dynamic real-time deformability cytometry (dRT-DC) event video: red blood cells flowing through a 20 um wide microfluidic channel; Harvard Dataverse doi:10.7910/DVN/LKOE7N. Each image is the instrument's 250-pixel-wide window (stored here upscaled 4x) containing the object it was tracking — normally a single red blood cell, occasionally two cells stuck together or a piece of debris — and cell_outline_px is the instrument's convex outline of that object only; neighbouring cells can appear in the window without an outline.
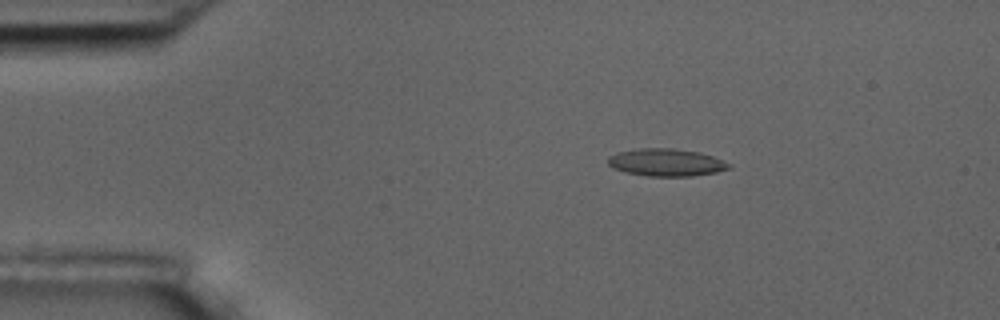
{"species": "common noctule bat (a hibernating species)", "species_latin": "Nyctalus noctula", "temperature_condition": "room temperature", "stored_images_in_passage": 7, "camera_frame_rate_fps": 3000, "um_per_image_px": 0.085, "animal": {"sex": "male", "body_mass_g": 17.5, "forearm_length_mm": 52.3}, "frame": {"image": 1, "passage_image": 2, "time_ms": 1.0, "image_size_px": [1000, 320], "cell_outline_px": [[732, 168], [716, 172], [692, 176], [648, 176], [624, 172], [612, 168], [608, 164], [608, 156], [616, 152], [640, 148], [672, 148], [700, 152], [712, 156], [732, 164]], "centroid_in_image_um": [56.62, 13.8], "position_along_channel_um": 28.4, "area_um2": 19.54}}
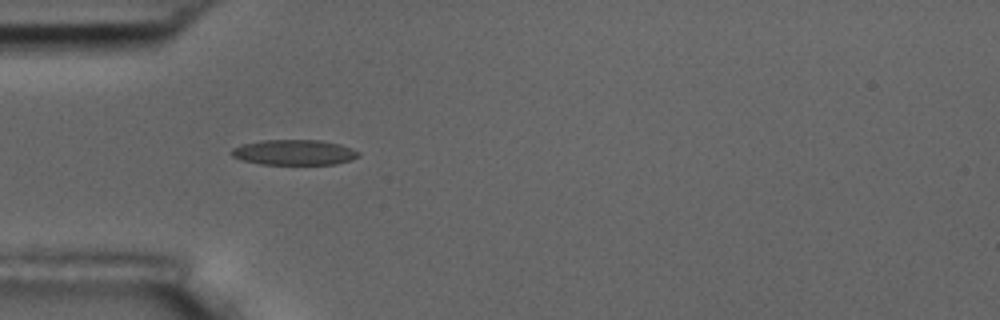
{"frame": {"image": 2, "passage_image": 4, "time_ms": 3.333, "image_size_px": [1000, 320], "cell_outline_px": [[360, 156], [352, 160], [336, 164], [260, 164], [240, 160], [232, 156], [228, 152], [232, 148], [244, 144], [264, 140], [320, 140], [340, 144], [360, 152]], "centroid_in_image_um": [25.0, 12.96], "position_along_channel_um": 60.0, "area_um2": 18.84}}
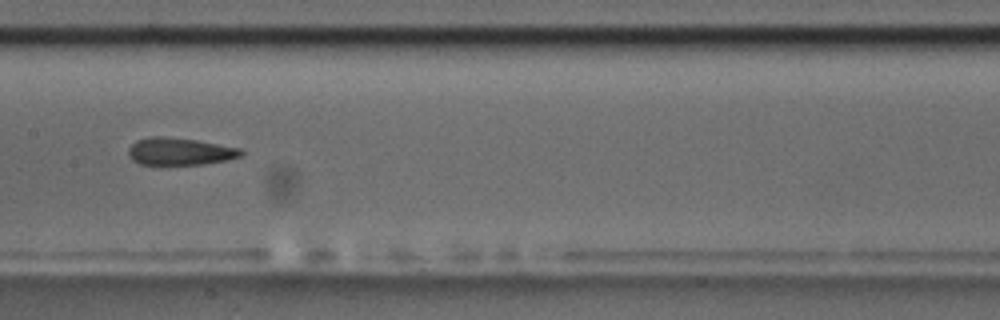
{"frame": {"image": 3, "passage_image": 7, "time_ms": 7.0, "image_size_px": [1000, 320], "cell_outline_px": [[244, 152], [240, 156], [228, 160], [204, 164], [140, 164], [132, 160], [128, 152], [128, 148], [136, 140], [148, 136], [164, 136], [196, 140], [240, 148]], "centroid_in_image_um": [15.27, 12.86], "position_along_channel_um": 192.1, "area_um2": 17.92}}